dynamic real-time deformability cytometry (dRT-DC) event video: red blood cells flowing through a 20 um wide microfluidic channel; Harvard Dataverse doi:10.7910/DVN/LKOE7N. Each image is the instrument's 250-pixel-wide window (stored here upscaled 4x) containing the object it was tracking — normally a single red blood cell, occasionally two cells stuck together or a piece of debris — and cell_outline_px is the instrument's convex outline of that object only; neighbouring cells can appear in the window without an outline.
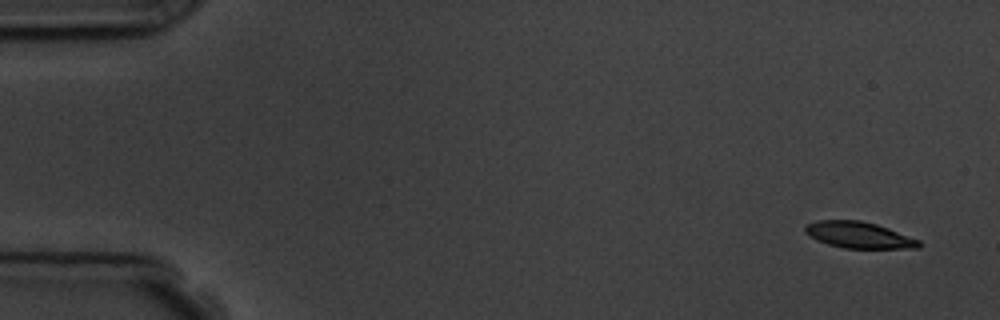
{"species": "common noctule bat (a hibernating species)", "species_latin": "Nyctalus noctula", "temperature_condition": "room temperature", "stored_images_in_passage": 5, "camera_frame_rate_fps": 3000, "um_per_image_px": 0.085, "animal": {"sex": "male", "body_mass_g": 19.5, "forearm_length_mm": 54.6}, "frame": {"image": 1, "passage_image": 1, "time_ms": 0.0, "image_size_px": [1000, 320], "cell_outline_px": [[920, 248], [844, 248], [828, 244], [816, 240], [808, 236], [804, 232], [804, 224], [816, 220], [860, 220], [876, 224], [888, 228], [920, 240]], "centroid_in_image_um": [72.94, 19.96], "position_along_channel_um": 12.1, "area_um2": 17.57}}
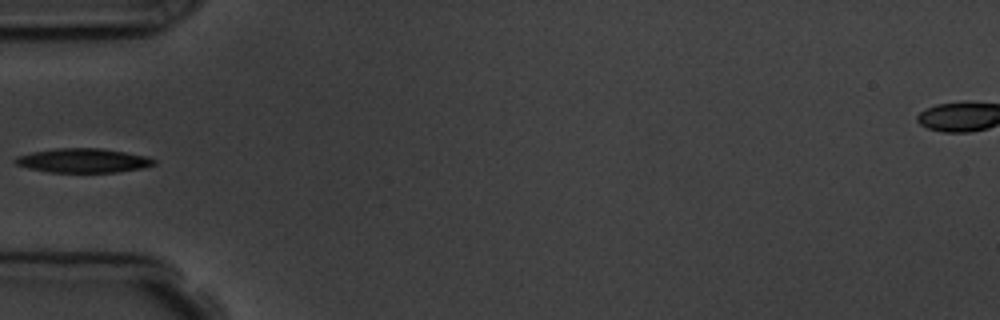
{"frame": {"image": 2, "passage_image": 5, "time_ms": 5.333, "image_size_px": [1000, 320], "cell_outline_px": [[156, 164], [140, 168], [116, 172], [48, 172], [28, 168], [16, 164], [12, 160], [16, 156], [32, 152], [60, 148], [100, 148], [148, 156], [156, 160]], "centroid_in_image_um": [7.05, 13.64], "position_along_channel_um": 78.0, "area_um2": 19.48}}